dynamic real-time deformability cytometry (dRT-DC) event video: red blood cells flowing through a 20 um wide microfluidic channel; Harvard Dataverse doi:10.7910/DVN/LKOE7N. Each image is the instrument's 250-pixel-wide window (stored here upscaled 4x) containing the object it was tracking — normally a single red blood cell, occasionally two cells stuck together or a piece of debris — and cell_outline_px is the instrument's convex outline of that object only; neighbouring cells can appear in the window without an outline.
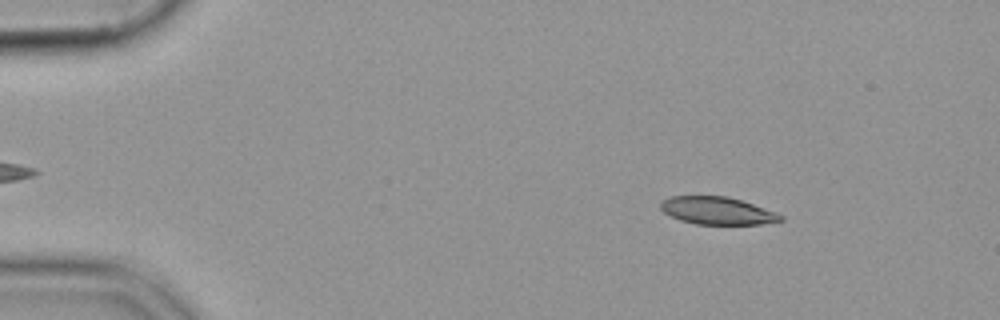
{"species": "common noctule bat (a hibernating species)", "species_latin": "Nyctalus noctula", "temperature_condition": "cold", "stored_images_in_passage": 54, "camera_frame_rate_fps": 3000, "um_per_image_px": 0.085, "animal": {"sex": "female", "body_mass_g": 19.9}, "frame": {"image": 1, "passage_image": 7, "time_ms": 2.0, "image_size_px": [1000, 320], "cell_outline_px": [[784, 220], [760, 224], [696, 224], [680, 220], [664, 212], [660, 208], [660, 200], [672, 196], [728, 196], [776, 212], [784, 216]], "centroid_in_image_um": [60.95, 17.9], "position_along_channel_um": 24.0, "area_um2": 19.19}}
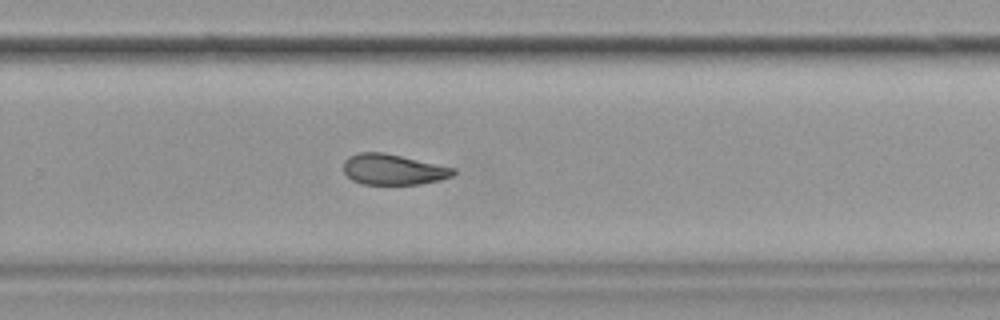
{"frame": {"image": 2, "passage_image": 36, "time_ms": 11.667, "image_size_px": [1000, 320], "cell_outline_px": [[456, 172], [452, 176], [440, 180], [420, 184], [364, 184], [352, 180], [344, 172], [344, 160], [348, 156], [356, 152], [384, 152], [456, 168]], "centroid_in_image_um": [33.42, 14.39], "position_along_channel_um": 296.4, "area_um2": 19.71}}
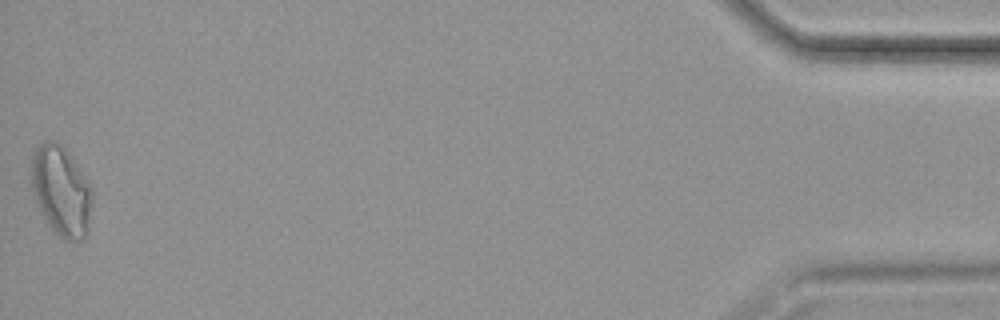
{"frame": {"image": 3, "passage_image": 54, "time_ms": 17.667, "image_size_px": [1000, 320], "cell_outline_px": [[92, 192], [88, 232], [84, 240], [64, 240], [48, 224], [40, 212], [36, 200], [32, 184], [32, 156], [36, 148], [44, 140], [52, 140], [64, 148], [68, 152], [92, 188]], "centroid_in_image_um": [5.21, 16.25], "position_along_channel_um": 430.0, "area_um2": 31.44}}